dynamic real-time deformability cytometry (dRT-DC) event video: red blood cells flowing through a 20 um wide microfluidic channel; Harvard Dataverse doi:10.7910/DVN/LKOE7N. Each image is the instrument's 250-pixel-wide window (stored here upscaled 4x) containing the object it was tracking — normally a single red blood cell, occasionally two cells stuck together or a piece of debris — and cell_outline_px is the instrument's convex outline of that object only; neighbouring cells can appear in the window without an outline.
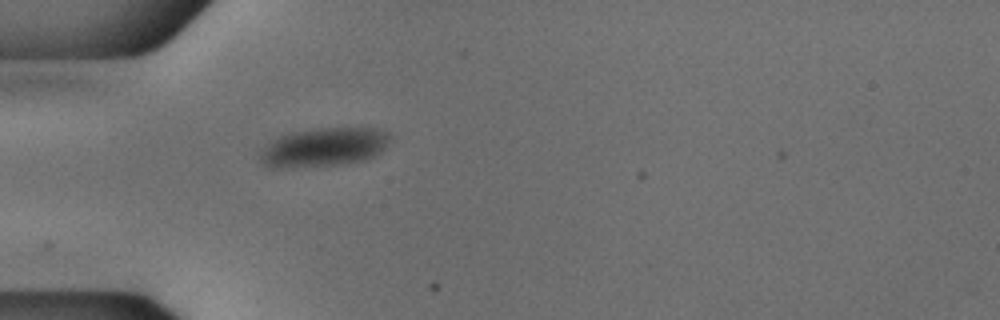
{"species": "common noctule bat (a hibernating species)", "species_latin": "Nyctalus noctula", "temperature_condition": "cold", "stored_images_in_passage": 2, "camera_frame_rate_fps": 3000, "um_per_image_px": 0.085, "animal": {"sex": "male", "body_mass_g": 18.8}, "frame": {"image": 1, "passage_image": 1, "time_ms": 0.0, "image_size_px": [1000, 320], "cell_outline_px": [[392, 140], [380, 152], [364, 160], [336, 164], [292, 168], [272, 168], [264, 164], [260, 160], [260, 152], [272, 140], [280, 136], [292, 132], [316, 128], [376, 128], [392, 132]], "centroid_in_image_um": [27.56, 12.5], "position_along_channel_um": 57.4, "area_um2": 29.48}}